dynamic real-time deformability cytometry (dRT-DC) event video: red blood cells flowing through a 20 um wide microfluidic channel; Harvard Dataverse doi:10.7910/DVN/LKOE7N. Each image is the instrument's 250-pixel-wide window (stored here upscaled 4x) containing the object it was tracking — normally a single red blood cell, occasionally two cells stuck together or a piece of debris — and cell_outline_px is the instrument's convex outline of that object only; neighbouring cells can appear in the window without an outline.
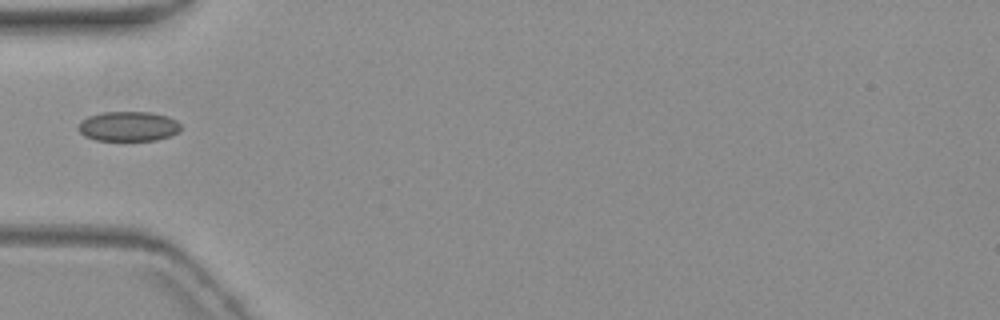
{"species": "common noctule bat (a hibernating species)", "species_latin": "Nyctalus noctula", "temperature_condition": "warm", "stored_images_in_passage": 5, "camera_frame_rate_fps": 3000, "um_per_image_px": 0.085, "animal": {"sex": "female", "body_mass_g": 19.3, "forearm_length_mm": 54.1}, "frame": {"image": 1, "passage_image": 5, "time_ms": 6.0, "image_size_px": [1000, 320], "cell_outline_px": [[180, 132], [156, 140], [96, 140], [84, 136], [76, 128], [80, 120], [88, 116], [104, 112], [148, 112], [168, 116], [176, 120], [180, 124]], "centroid_in_image_um": [10.88, 10.73], "position_along_channel_um": 74.1, "area_um2": 17.86}}